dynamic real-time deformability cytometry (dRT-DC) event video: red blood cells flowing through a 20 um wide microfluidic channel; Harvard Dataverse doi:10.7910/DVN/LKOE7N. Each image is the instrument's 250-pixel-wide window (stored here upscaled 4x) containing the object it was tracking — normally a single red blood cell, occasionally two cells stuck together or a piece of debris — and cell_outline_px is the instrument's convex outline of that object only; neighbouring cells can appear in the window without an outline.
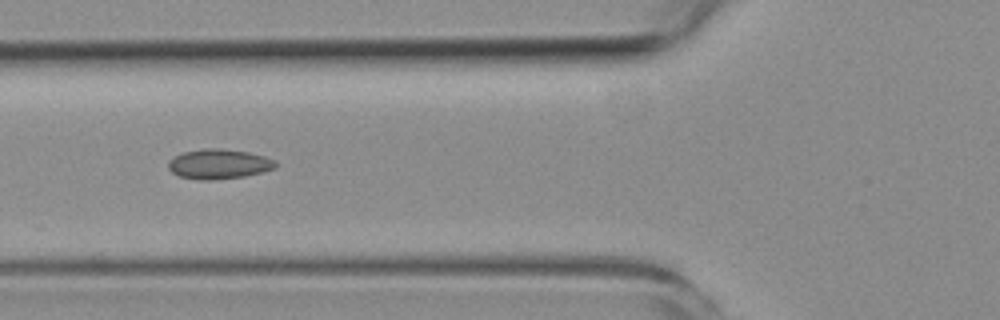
{"species": "common noctule bat (a hibernating species)", "species_latin": "Nyctalus noctula", "temperature_condition": "room temperature", "stored_images_in_passage": 7, "camera_frame_rate_fps": 3000, "um_per_image_px": 0.085, "animal": {"sex": "female", "body_mass_g": 19.3, "forearm_length_mm": 54.1}, "frame": {"image": 1, "passage_image": 6, "time_ms": 6.0, "image_size_px": [1000, 320], "cell_outline_px": [[276, 168], [244, 176], [212, 180], [196, 180], [180, 176], [172, 172], [168, 168], [168, 160], [184, 152], [204, 148], [220, 148], [248, 152], [264, 156], [276, 160]], "centroid_in_image_um": [18.59, 13.94], "position_along_channel_um": 107.2, "area_um2": 18.61}}
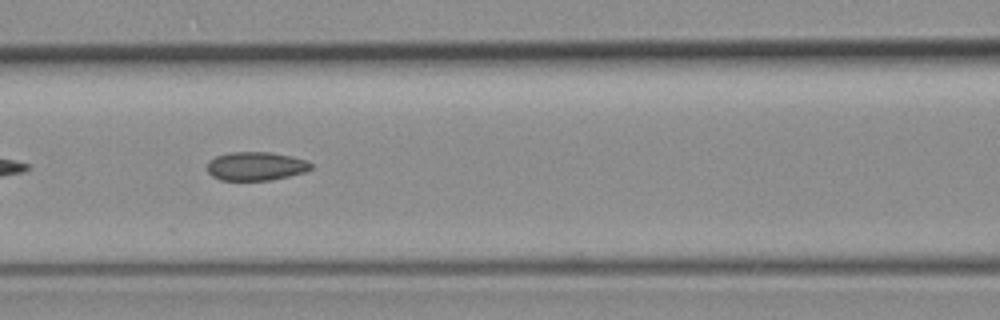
{"frame": {"image": 2, "passage_image": 7, "time_ms": 7.0, "image_size_px": [1000, 320], "cell_outline_px": [[312, 168], [304, 172], [272, 180], [220, 180], [212, 176], [208, 172], [208, 160], [216, 156], [228, 152], [272, 152], [292, 156], [304, 160], [312, 164]], "centroid_in_image_um": [21.73, 14.12], "position_along_channel_um": 144.9, "area_um2": 17.34}}